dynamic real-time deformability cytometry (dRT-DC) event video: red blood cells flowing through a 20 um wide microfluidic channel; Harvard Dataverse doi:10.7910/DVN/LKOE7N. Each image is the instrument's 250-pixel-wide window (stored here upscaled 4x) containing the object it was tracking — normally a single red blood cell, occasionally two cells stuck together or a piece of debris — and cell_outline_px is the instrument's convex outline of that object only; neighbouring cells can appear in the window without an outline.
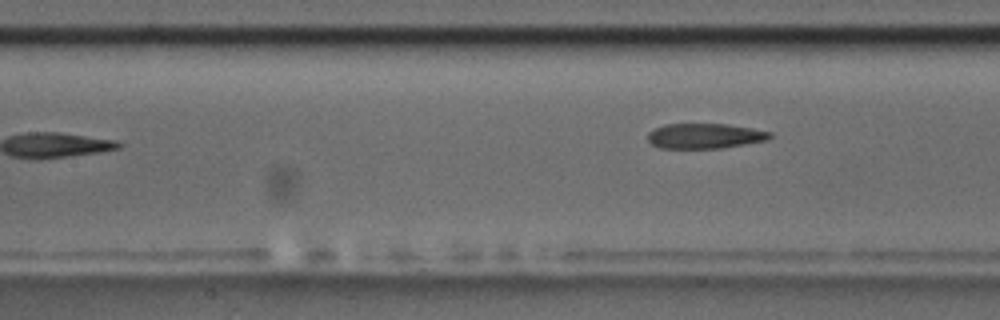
{"species": "common noctule bat (a hibernating species)", "species_latin": "Nyctalus noctula", "temperature_condition": "room temperature", "stored_images_in_passage": 7, "camera_frame_rate_fps": 3000, "um_per_image_px": 0.085, "animal": {"sex": "male", "body_mass_g": 17.5, "forearm_length_mm": 52.3}, "frame": {"image": 1, "passage_image": 7, "time_ms": 7.0, "image_size_px": [1000, 320], "cell_outline_px": [[772, 136], [768, 140], [720, 148], [660, 148], [652, 144], [648, 140], [648, 132], [664, 124], [728, 124], [752, 128], [772, 132]], "centroid_in_image_um": [59.92, 11.55], "position_along_channel_um": 147.5, "area_um2": 17.86}}